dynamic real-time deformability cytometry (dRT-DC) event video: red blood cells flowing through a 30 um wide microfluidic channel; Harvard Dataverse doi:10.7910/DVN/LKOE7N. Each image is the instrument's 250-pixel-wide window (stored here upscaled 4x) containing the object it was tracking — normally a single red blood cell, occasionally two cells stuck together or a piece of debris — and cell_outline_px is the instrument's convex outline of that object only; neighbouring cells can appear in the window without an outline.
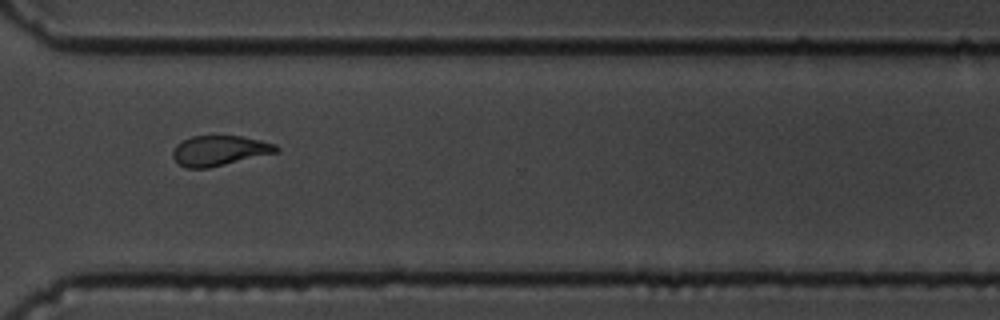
{"species": "common noctule bat (a hibernating species)", "species_latin": "Nyctalus noctula", "temperature_condition": "cold", "stored_images_in_passage": 16, "camera_frame_rate_fps": 3000, "um_per_image_px": 0.085, "animal": {"sex": "male", "body_mass_g": 19.5, "forearm_length_mm": 54.6}, "frame": {"image": 1, "passage_image": 12, "time_ms": 3.667, "image_size_px": [1000, 320], "cell_outline_px": [[280, 152], [208, 168], [184, 168], [172, 156], [172, 152], [176, 144], [192, 136], [240, 136], [260, 140], [276, 144], [280, 148]], "centroid_in_image_um": [18.68, 12.8], "position_along_channel_um": 351.9, "area_um2": 18.21}}
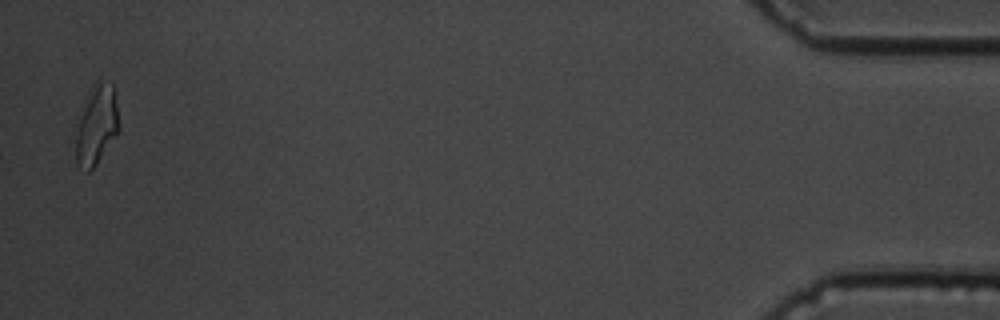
{"frame": {"image": 2, "passage_image": 16, "time_ms": 5.0, "image_size_px": [1000, 320], "cell_outline_px": [[120, 128], [96, 164], [88, 172], [84, 172], [76, 164], [76, 136], [80, 104], [92, 84], [112, 84], [120, 124]], "centroid_in_image_um": [8.15, 10.64], "position_along_channel_um": 427.0, "area_um2": 19.94}}